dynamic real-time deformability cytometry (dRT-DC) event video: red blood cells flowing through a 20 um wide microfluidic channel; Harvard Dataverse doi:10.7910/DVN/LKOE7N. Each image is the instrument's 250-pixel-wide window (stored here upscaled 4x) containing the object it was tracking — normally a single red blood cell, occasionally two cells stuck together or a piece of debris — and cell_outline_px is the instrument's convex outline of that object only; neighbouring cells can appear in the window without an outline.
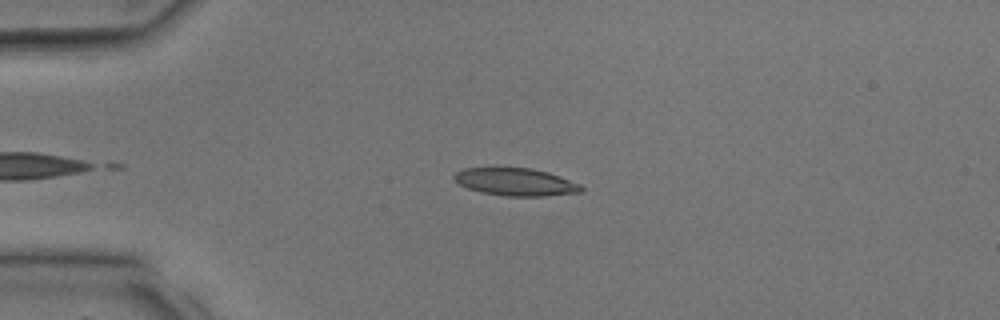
{"species": "common noctule bat (a hibernating species)", "species_latin": "Nyctalus noctula", "temperature_condition": "room temperature", "stored_images_in_passage": 28, "camera_frame_rate_fps": 3000, "um_per_image_px": 0.085, "animal": {"sex": "male", "body_mass_g": 17.9, "forearm_length_mm": 54.2}, "frame": {"image": 1, "passage_image": 5, "time_ms": 1.333, "image_size_px": [1000, 320], "cell_outline_px": [[584, 192], [544, 196], [504, 196], [480, 192], [468, 188], [452, 180], [452, 176], [456, 172], [464, 168], [492, 164], [532, 168], [548, 172], [560, 176], [580, 184], [584, 188]], "centroid_in_image_um": [43.76, 15.41], "position_along_channel_um": 41.2, "area_um2": 21.56}}
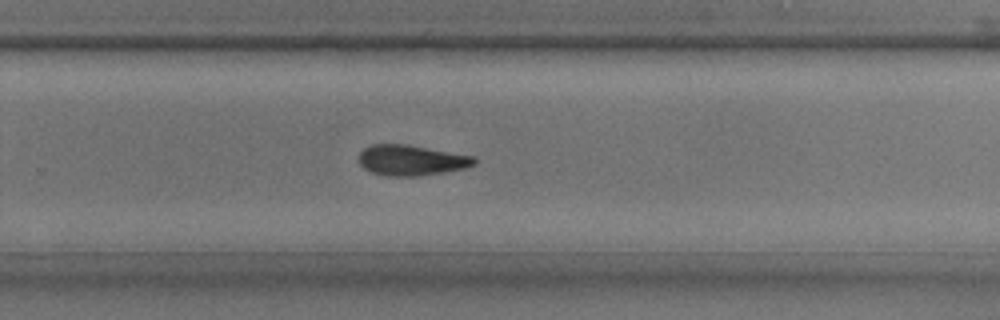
{"frame": {"image": 2, "passage_image": 19, "time_ms": 6.0, "image_size_px": [1000, 320], "cell_outline_px": [[476, 164], [464, 168], [444, 172], [416, 176], [388, 176], [372, 172], [364, 168], [360, 164], [360, 152], [364, 148], [372, 144], [408, 144], [476, 156]], "centroid_in_image_um": [34.99, 13.61], "position_along_channel_um": 294.8, "area_um2": 20.58}}
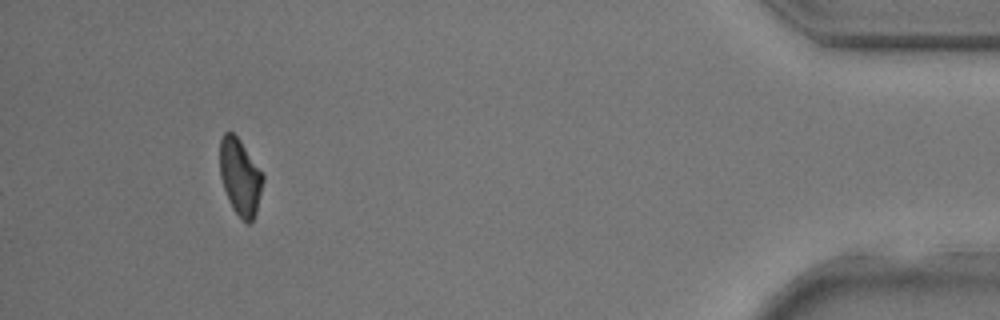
{"frame": {"image": 3, "passage_image": 28, "time_ms": 9.0, "image_size_px": [1000, 320], "cell_outline_px": [[264, 180], [256, 212], [252, 220], [248, 224], [232, 208], [224, 188], [220, 176], [220, 140], [224, 132], [232, 132], [240, 140], [264, 176]], "centroid_in_image_um": [20.4, 15.02], "position_along_channel_um": 414.8, "area_um2": 18.84}}